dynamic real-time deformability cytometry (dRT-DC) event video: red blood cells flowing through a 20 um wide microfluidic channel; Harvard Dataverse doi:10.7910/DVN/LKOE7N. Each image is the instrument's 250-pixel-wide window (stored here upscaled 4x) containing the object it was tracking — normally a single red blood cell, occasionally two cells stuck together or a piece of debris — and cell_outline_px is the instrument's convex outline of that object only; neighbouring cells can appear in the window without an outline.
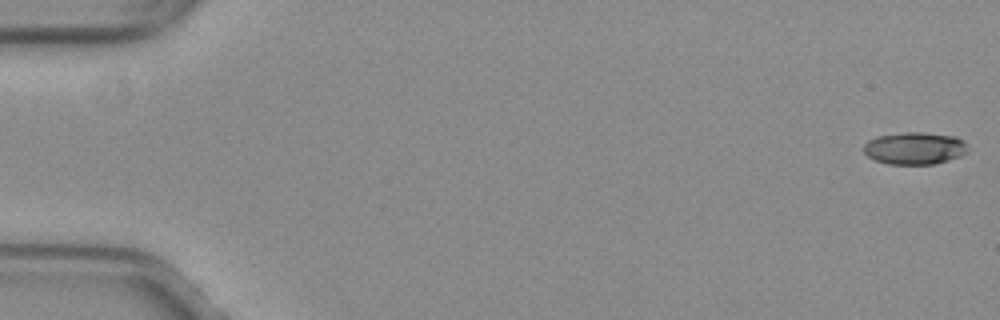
{"species": "common noctule bat (a hibernating species)", "species_latin": "Nyctalus noctula", "temperature_condition": "warm", "stored_images_in_passage": 52, "camera_frame_rate_fps": 3000, "um_per_image_px": 0.085, "animal": {"sex": "female", "body_mass_g": 29.2, "forearm_length_mm": 56.3}, "frame": {"image": 1, "passage_image": 1, "time_ms": 0.0, "image_size_px": [1000, 320], "cell_outline_px": [[968, 152], [960, 156], [948, 160], [932, 164], [888, 164], [876, 160], [868, 156], [864, 152], [864, 144], [868, 140], [876, 136], [904, 132], [920, 132], [956, 136], [964, 140]], "centroid_in_image_um": [77.75, 12.59], "position_along_channel_um": 7.3, "area_um2": 19.59}}
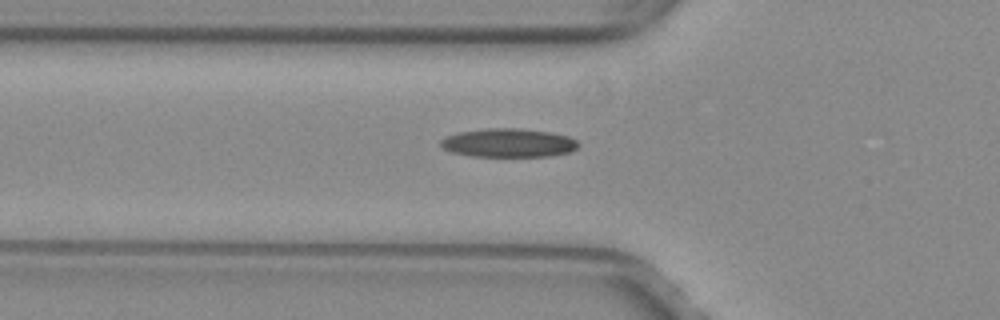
{"frame": {"image": 2, "passage_image": 19, "time_ms": 6.0, "image_size_px": [1000, 320], "cell_outline_px": [[580, 144], [572, 152], [552, 156], [472, 156], [452, 152], [444, 148], [440, 144], [440, 140], [448, 136], [460, 132], [488, 128], [520, 128], [552, 132], [568, 136], [576, 140]], "centroid_in_image_um": [43.28, 12.14], "position_along_channel_um": 82.5, "area_um2": 23.0}}
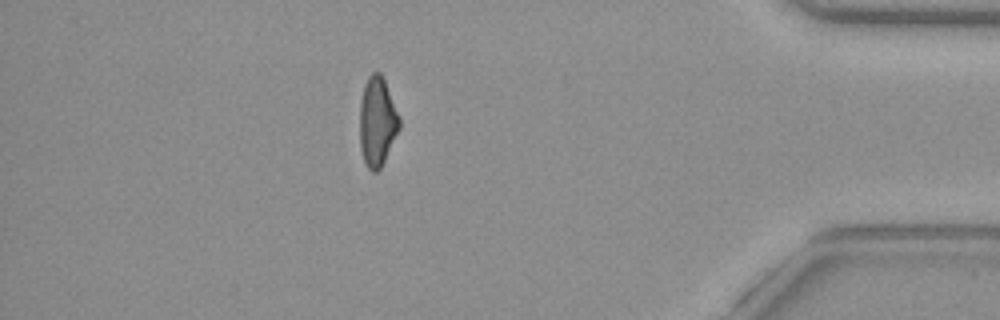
{"frame": {"image": 3, "passage_image": 46, "time_ms": 15.0, "image_size_px": [1000, 320], "cell_outline_px": [[400, 128], [380, 168], [376, 172], [372, 172], [368, 168], [364, 160], [360, 148], [360, 100], [364, 84], [368, 76], [372, 72], [380, 72], [384, 80], [400, 116]], "centroid_in_image_um": [32.06, 10.32], "position_along_channel_um": 403.1, "area_um2": 20.58}, "authors_computed_cell_mechanics": {"area_um2": 21.0392, "velocity_mm_per_s": 4.0389, "shape_relaxation_time_tau1_ms": null, "shape_relaxation_time_tau2_ms": 8.6881, "deformation_change_tau1": null, "deformation_change_tau2": 0.1838}}